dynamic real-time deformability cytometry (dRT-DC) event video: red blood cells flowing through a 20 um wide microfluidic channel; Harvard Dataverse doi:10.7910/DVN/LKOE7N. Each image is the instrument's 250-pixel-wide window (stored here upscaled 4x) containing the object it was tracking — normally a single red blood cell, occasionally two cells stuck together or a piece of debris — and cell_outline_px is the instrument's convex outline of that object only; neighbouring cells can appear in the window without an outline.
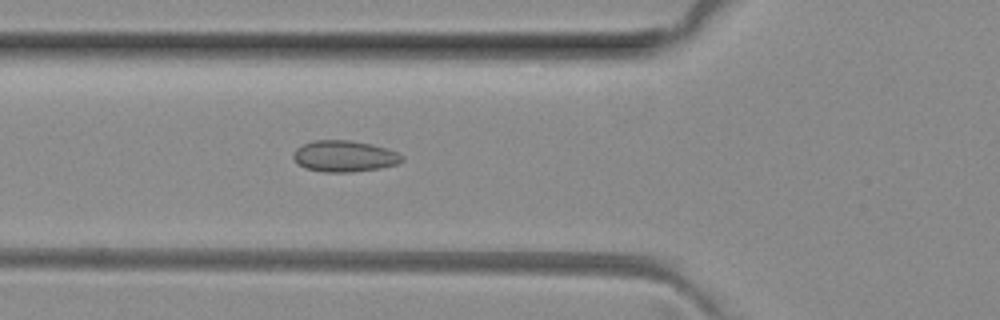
{"species": "common noctule bat (a hibernating species)", "species_latin": "Nyctalus noctula", "temperature_condition": "room temperature", "stored_images_in_passage": 18, "camera_frame_rate_fps": 3000, "um_per_image_px": 0.085, "animal": {"sex": "female", "body_mass_g": 29.2, "forearm_length_mm": 56.3}, "frame": {"image": 1, "passage_image": 17, "time_ms": 5.333, "image_size_px": [1000, 320], "cell_outline_px": [[404, 160], [396, 164], [380, 168], [352, 172], [324, 172], [304, 168], [292, 156], [296, 148], [312, 140], [352, 140], [372, 144], [396, 152], [404, 156]], "centroid_in_image_um": [29.27, 13.27], "position_along_channel_um": 96.5, "area_um2": 19.77}}